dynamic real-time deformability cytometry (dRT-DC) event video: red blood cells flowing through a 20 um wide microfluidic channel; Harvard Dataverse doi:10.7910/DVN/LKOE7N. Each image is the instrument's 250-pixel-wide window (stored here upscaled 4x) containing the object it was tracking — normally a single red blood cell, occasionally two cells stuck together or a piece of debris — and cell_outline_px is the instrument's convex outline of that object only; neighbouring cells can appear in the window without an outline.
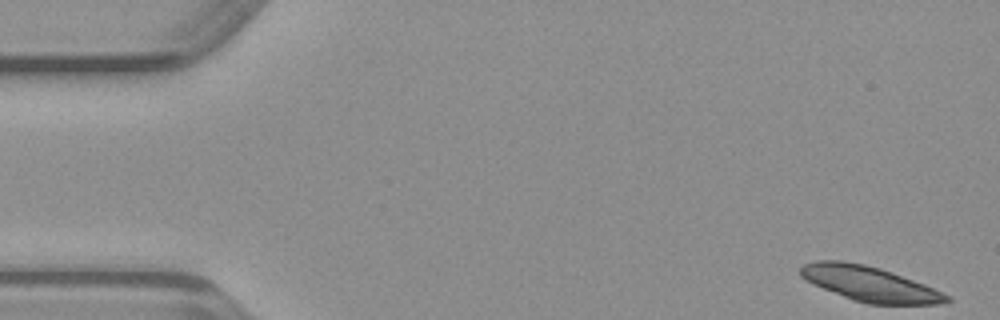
{"species": "common noctule bat (a hibernating species)", "species_latin": "Nyctalus noctula", "temperature_condition": "warm", "stored_images_in_passage": 18, "camera_frame_rate_fps": 3000, "um_per_image_px": 0.085, "animal": {"sex": "male", "body_mass_g": 23.1, "forearm_length_mm": 52.7}, "frame": {"image": 1, "passage_image": 1, "time_ms": 0.0, "image_size_px": [1000, 320], "cell_outline_px": [[952, 300], [940, 304], [868, 304], [852, 300], [824, 288], [800, 276], [800, 268], [804, 264], [816, 260], [844, 260], [864, 264], [880, 268], [924, 284], [952, 296]], "centroid_in_image_um": [73.95, 24.12], "position_along_channel_um": 11.1, "area_um2": 29.59}}